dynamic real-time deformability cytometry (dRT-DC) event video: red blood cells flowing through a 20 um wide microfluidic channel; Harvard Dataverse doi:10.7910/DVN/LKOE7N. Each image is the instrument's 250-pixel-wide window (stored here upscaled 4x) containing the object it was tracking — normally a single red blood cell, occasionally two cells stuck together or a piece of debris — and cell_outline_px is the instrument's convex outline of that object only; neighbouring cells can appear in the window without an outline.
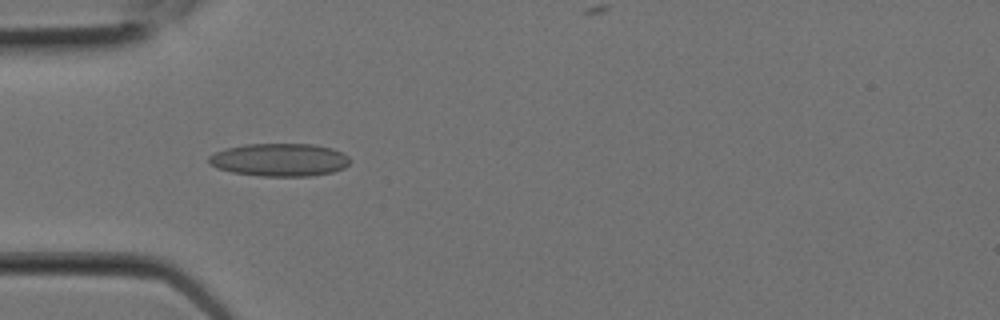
{"species": "Egyptian fruit bat (a non-hibernating species)", "species_latin": "Rousettus aegyptiacus", "temperature_condition": "room temperature", "stored_images_in_passage": 7, "camera_frame_rate_fps": 3000, "um_per_image_px": 0.085, "animal": {"sex": "female"}, "frame": {"image": 1, "passage_image": 5, "time_ms": 1.333, "image_size_px": [1000, 320], "cell_outline_px": [[352, 160], [344, 168], [332, 172], [308, 176], [260, 176], [232, 172], [216, 168], [208, 164], [208, 156], [224, 148], [244, 144], [316, 144], [332, 148], [344, 152]], "centroid_in_image_um": [23.76, 13.58], "position_along_channel_um": 61.2, "area_um2": 27.4}}